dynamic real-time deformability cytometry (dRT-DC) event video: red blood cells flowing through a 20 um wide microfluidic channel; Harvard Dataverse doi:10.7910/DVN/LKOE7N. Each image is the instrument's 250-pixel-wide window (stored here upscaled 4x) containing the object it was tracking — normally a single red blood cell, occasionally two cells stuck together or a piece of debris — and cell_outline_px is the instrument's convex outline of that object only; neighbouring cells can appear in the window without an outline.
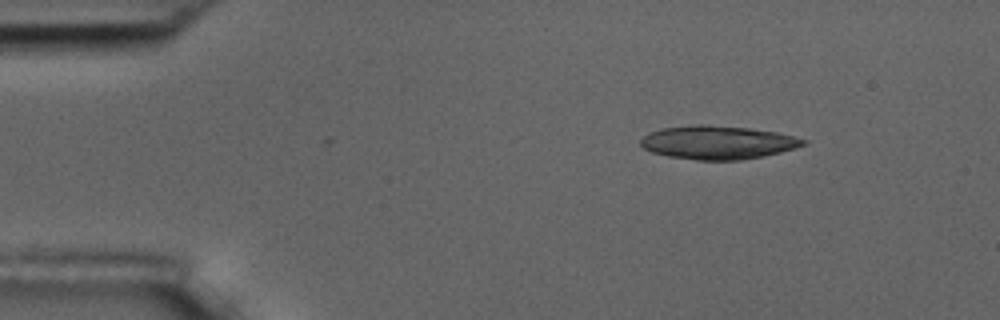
{"species": "common noctule bat (a hibernating species)", "species_latin": "Nyctalus noctula", "temperature_condition": "room temperature", "stored_images_in_passage": 6, "camera_frame_rate_fps": 3000, "um_per_image_px": 0.085, "animal": {"sex": "male", "body_mass_g": 17.5, "forearm_length_mm": 52.3}, "frame": {"image": 1, "passage_image": 1, "time_ms": 0.0, "image_size_px": [1000, 320], "cell_outline_px": [[808, 144], [796, 148], [764, 156], [740, 160], [696, 160], [668, 156], [652, 152], [644, 148], [640, 144], [640, 140], [648, 132], [660, 128], [696, 124], [708, 124], [748, 128], [776, 132], [808, 140]], "centroid_in_image_um": [61.0, 12.1], "position_along_channel_um": 24.0, "area_um2": 31.91}}
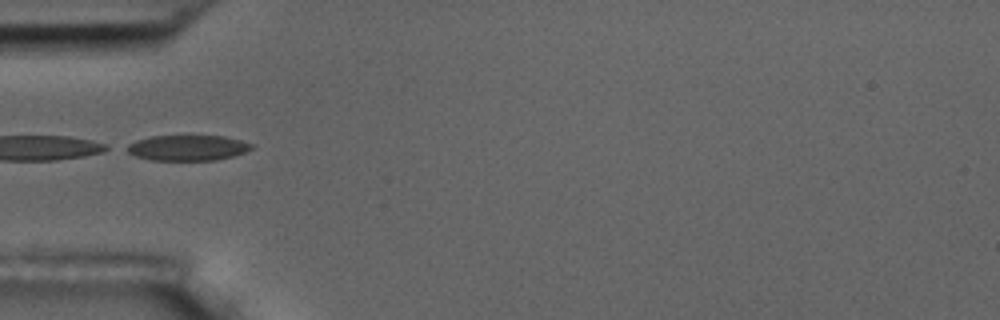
{"frame": {"image": 2, "passage_image": 4, "time_ms": 3.333, "image_size_px": [1000, 320], "cell_outline_px": [[252, 148], [244, 152], [232, 156], [216, 160], [152, 160], [136, 156], [120, 148], [136, 140], [152, 136], [224, 136], [240, 140], [252, 144]], "centroid_in_image_um": [15.88, 12.56], "position_along_channel_um": 69.1, "area_um2": 18.5}}